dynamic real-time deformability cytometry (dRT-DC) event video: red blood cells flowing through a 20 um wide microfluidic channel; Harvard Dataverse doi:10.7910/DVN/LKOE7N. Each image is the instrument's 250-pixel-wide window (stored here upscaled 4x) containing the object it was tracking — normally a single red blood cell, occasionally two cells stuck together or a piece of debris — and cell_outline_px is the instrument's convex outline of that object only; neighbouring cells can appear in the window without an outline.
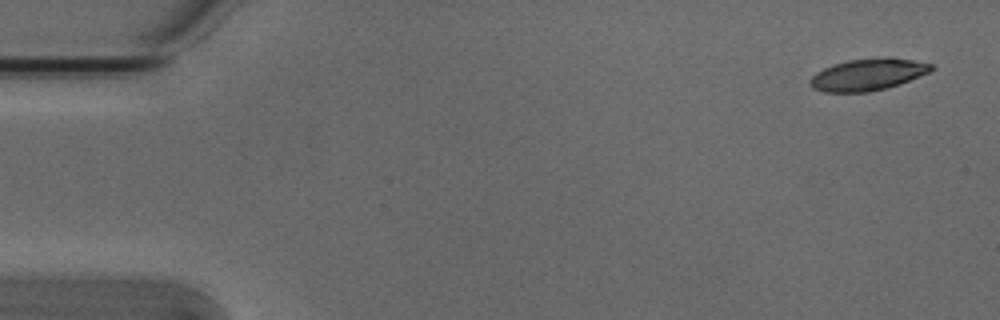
{"species": "Egyptian fruit bat (a non-hibernating species)", "species_latin": "Rousettus aegyptiacus", "temperature_condition": "cold", "stored_images_in_passage": 6, "camera_frame_rate_fps": 3000, "um_per_image_px": 0.085, "animal": {"sex": "male"}, "frame": {"image": 1, "passage_image": 1, "time_ms": 0.0, "image_size_px": [1000, 320], "cell_outline_px": [[936, 68], [928, 72], [908, 80], [884, 88], [868, 92], [824, 92], [812, 88], [808, 84], [808, 80], [816, 72], [832, 64], [848, 60], [884, 56], [892, 56], [932, 64]], "centroid_in_image_um": [73.72, 6.31], "position_along_channel_um": 11.3, "area_um2": 22.54}}
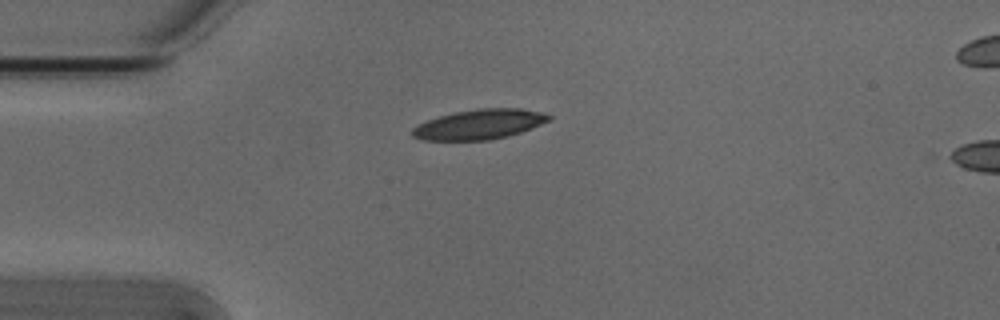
{"frame": {"image": 2, "passage_image": 4, "time_ms": 1.0, "image_size_px": [1000, 320], "cell_outline_px": [[552, 120], [532, 128], [508, 136], [488, 140], [420, 140], [412, 136], [412, 128], [428, 120], [440, 116], [456, 112], [480, 108], [520, 108], [544, 112], [552, 116]], "centroid_in_image_um": [40.8, 10.57], "position_along_channel_um": 44.2, "area_um2": 23.81}}